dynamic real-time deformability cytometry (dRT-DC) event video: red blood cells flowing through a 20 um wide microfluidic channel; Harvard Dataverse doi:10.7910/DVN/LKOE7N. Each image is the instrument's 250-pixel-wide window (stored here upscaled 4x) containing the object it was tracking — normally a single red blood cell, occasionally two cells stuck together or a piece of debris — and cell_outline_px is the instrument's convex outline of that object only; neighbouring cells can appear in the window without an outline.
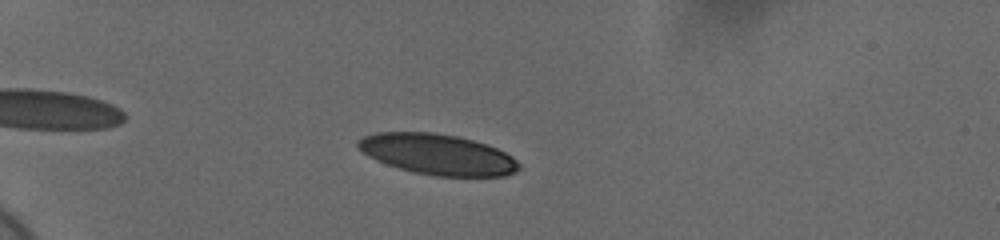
{"species": "human", "species_latin": "Homo sapiens", "temperature_condition": "cold", "stored_images_in_passage": 48, "camera_frame_rate_fps": 3000, "um_per_image_px": 0.085, "donor": {"sex": "female"}, "frame": {"image": 1, "passage_image": 8, "time_ms": 2.333, "image_size_px": [1000, 240], "cell_outline_px": [[520, 168], [516, 172], [504, 176], [432, 176], [400, 168], [376, 160], [368, 156], [356, 148], [356, 140], [364, 136], [376, 132], [432, 132], [456, 136], [488, 144], [512, 156], [520, 164]], "centroid_in_image_um": [37.18, 13.11], "position_along_channel_um": 47.8, "area_um2": 38.21}}
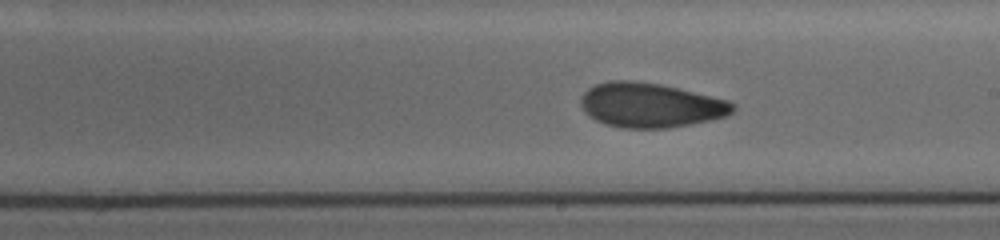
{"frame": {"image": 2, "passage_image": 27, "time_ms": 8.667, "image_size_px": [1000, 240], "cell_outline_px": [[736, 108], [728, 116], [712, 120], [692, 124], [668, 128], [620, 128], [604, 124], [588, 116], [584, 112], [580, 104], [580, 96], [588, 88], [596, 84], [608, 80], [632, 80], [660, 84], [728, 100], [736, 104]], "centroid_in_image_um": [55.27, 8.94], "position_along_channel_um": 233.7, "area_um2": 39.88}}
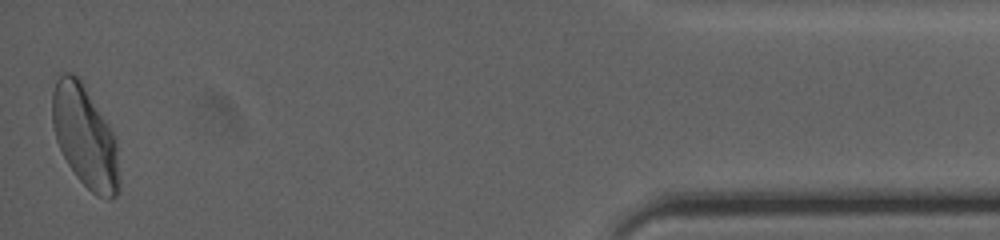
{"frame": {"image": 3, "passage_image": 48, "time_ms": 15.667, "image_size_px": [1000, 240], "cell_outline_px": [[120, 192], [116, 196], [108, 200], [96, 196], [76, 176], [68, 164], [56, 140], [52, 124], [52, 92], [56, 80], [64, 72], [72, 72], [80, 80], [112, 132], [116, 140], [120, 180]], "centroid_in_image_um": [7.22, 11.68], "position_along_channel_um": 428.0, "area_um2": 39.42}, "authors_computed_cell_mechanics": {"area_um2": 38.8994, "velocity_mm_per_s": 3.6879, "shape_relaxation_time_tau1_ms": 7.0253, "shape_relaxation_time_tau2_ms": 1.9752, "deformation_change_tau1": 0.1656, "deformation_change_tau2": 0.0762}}